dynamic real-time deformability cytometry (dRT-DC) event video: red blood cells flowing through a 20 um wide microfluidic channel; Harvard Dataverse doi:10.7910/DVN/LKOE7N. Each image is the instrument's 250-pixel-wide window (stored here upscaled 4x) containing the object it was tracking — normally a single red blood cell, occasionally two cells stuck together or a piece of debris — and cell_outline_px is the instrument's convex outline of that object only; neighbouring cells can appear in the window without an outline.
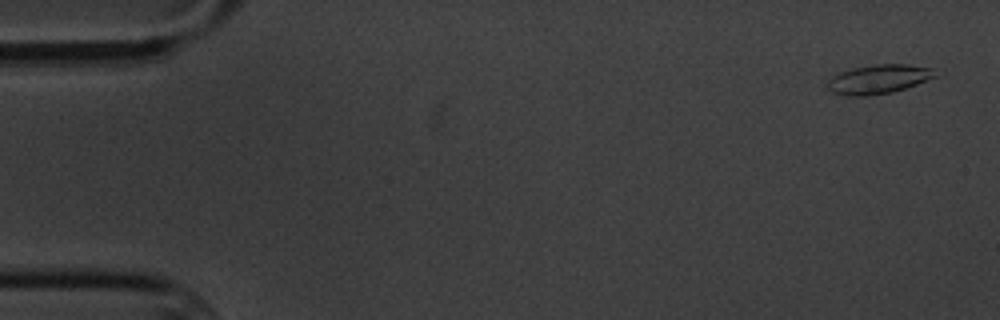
{"species": "common noctule bat (a hibernating species)", "species_latin": "Nyctalus noctula", "temperature_condition": "cold", "stored_images_in_passage": 5, "camera_frame_rate_fps": 3000, "um_per_image_px": 0.085, "animal": {"sex": "male", "body_mass_g": 20.1, "forearm_length_mm": 53.5}, "frame": {"image": 1, "passage_image": 1, "time_ms": 0.0, "image_size_px": [1000, 320], "cell_outline_px": [[944, 72], [940, 76], [892, 92], [864, 96], [848, 96], [832, 92], [828, 88], [828, 80], [832, 76], [840, 72], [852, 68], [876, 64], [904, 64], [932, 68]], "centroid_in_image_um": [74.75, 6.72], "position_along_channel_um": 10.2, "area_um2": 18.44}}